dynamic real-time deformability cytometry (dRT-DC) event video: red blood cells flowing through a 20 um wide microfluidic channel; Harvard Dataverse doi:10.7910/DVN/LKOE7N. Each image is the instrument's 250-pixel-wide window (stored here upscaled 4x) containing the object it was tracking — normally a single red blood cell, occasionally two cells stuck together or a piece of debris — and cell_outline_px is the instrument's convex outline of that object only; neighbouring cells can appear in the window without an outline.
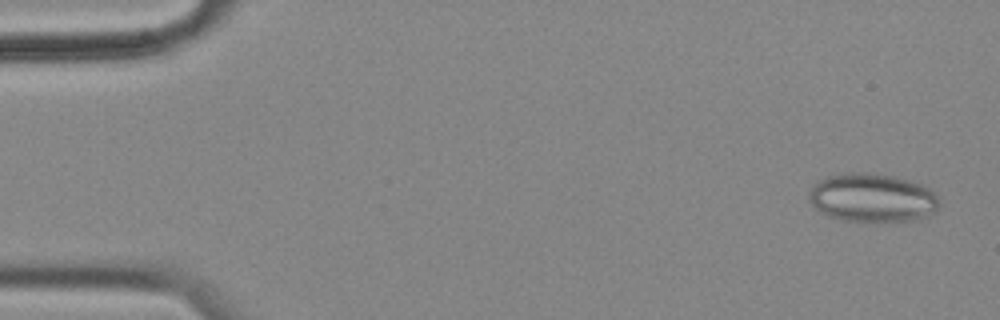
{"species": "common noctule bat (a hibernating species)", "species_latin": "Nyctalus noctula", "temperature_condition": "cold", "stored_images_in_passage": 57, "camera_frame_rate_fps": 3000, "um_per_image_px": 0.085, "animal": {"sex": "female", "body_mass_g": 18.4}, "frame": {"image": 1, "passage_image": 3, "time_ms": 0.667, "image_size_px": [1000, 320], "cell_outline_px": [[940, 204], [932, 212], [924, 216], [912, 220], [876, 224], [844, 220], [820, 212], [808, 200], [808, 192], [820, 180], [828, 176], [852, 172], [856, 172], [892, 176], [908, 180], [920, 184], [928, 188], [940, 196]], "centroid_in_image_um": [74.16, 16.85], "position_along_channel_um": 10.8, "area_um2": 37.11}}
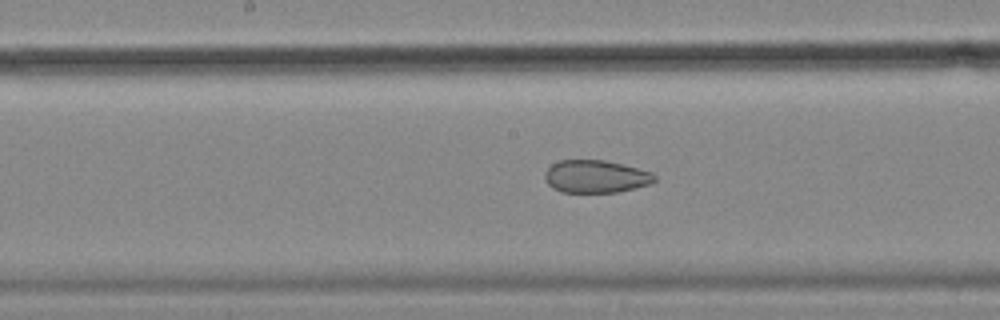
{"frame": {"image": 2, "passage_image": 29, "time_ms": 9.333, "image_size_px": [1000, 320], "cell_outline_px": [[656, 180], [652, 184], [636, 188], [616, 192], [560, 192], [552, 188], [544, 180], [544, 172], [552, 164], [560, 160], [604, 160], [652, 172], [656, 176]], "centroid_in_image_um": [50.62, 15.01], "position_along_channel_um": 197.6, "area_um2": 20.98}}
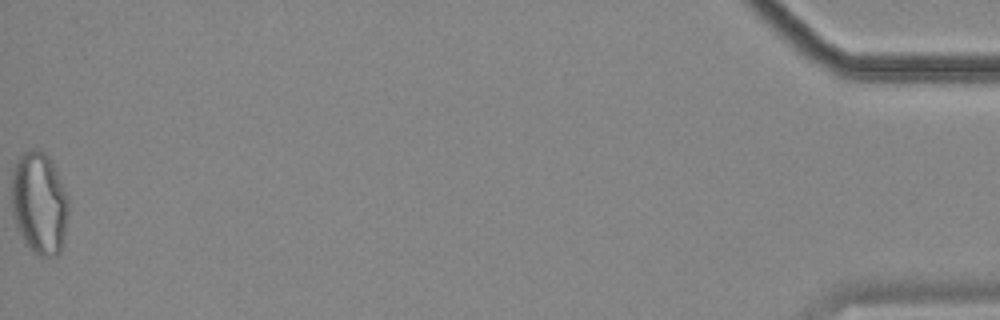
{"frame": {"image": 3, "passage_image": 57, "time_ms": 18.667, "image_size_px": [1000, 320], "cell_outline_px": [[68, 212], [64, 244], [60, 252], [56, 256], [40, 256], [32, 252], [28, 248], [16, 224], [12, 212], [12, 172], [16, 160], [24, 152], [32, 148], [40, 148], [48, 156], [68, 196]], "centroid_in_image_um": [3.34, 17.28], "position_along_channel_um": 431.9, "area_um2": 34.1}, "authors_computed_cell_mechanics": {"area_um2": 28.3798, "velocity_mm_per_s": 3.5621, "shape_relaxation_time_tau1_ms": null, "shape_relaxation_time_tau2_ms": 2.1286, "deformation_change_tau1": null, "deformation_change_tau2": 0.0794}}